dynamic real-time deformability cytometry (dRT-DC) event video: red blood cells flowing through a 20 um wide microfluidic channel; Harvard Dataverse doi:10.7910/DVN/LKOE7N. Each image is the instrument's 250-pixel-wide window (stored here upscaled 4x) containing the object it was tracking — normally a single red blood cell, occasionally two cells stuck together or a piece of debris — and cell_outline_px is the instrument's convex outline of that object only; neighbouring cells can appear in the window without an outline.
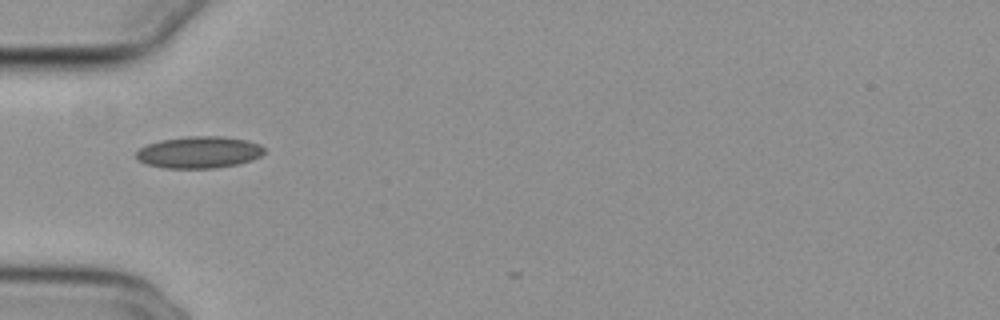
{"species": "common noctule bat (a hibernating species)", "species_latin": "Nyctalus noctula", "temperature_condition": "cold", "stored_images_in_passage": 28, "camera_frame_rate_fps": 3000, "um_per_image_px": 0.085, "animal": {"sex": "female", "body_mass_g": 29.2, "forearm_length_mm": 56.3}, "frame": {"image": 1, "passage_image": 1, "time_ms": 0.0, "image_size_px": [1000, 320], "cell_outline_px": [[264, 152], [260, 156], [252, 160], [236, 164], [216, 168], [164, 168], [144, 164], [136, 156], [136, 152], [140, 148], [148, 144], [160, 140], [188, 136], [224, 136], [248, 140], [260, 144], [264, 148]], "centroid_in_image_um": [16.93, 12.94], "position_along_channel_um": 68.1, "area_um2": 23.81}}
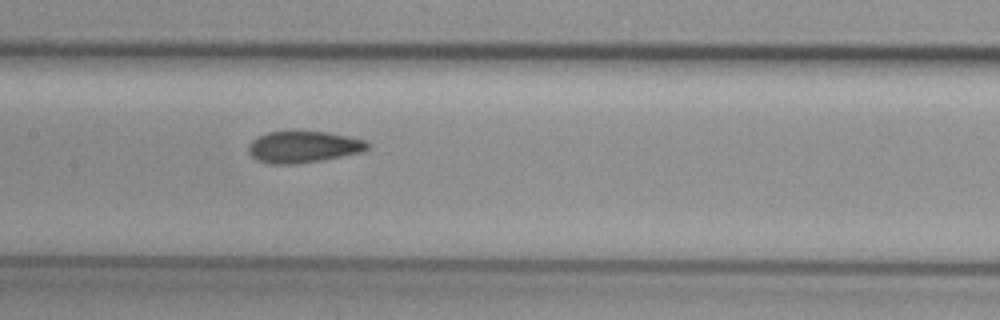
{"frame": {"image": 2, "passage_image": 10, "time_ms": 3.0, "image_size_px": [1000, 320], "cell_outline_px": [[368, 148], [360, 152], [320, 160], [296, 164], [272, 164], [256, 160], [248, 152], [248, 144], [252, 140], [268, 132], [328, 132], [348, 136], [364, 140], [368, 144]], "centroid_in_image_um": [25.74, 12.49], "position_along_channel_um": 181.7, "area_um2": 21.56}}
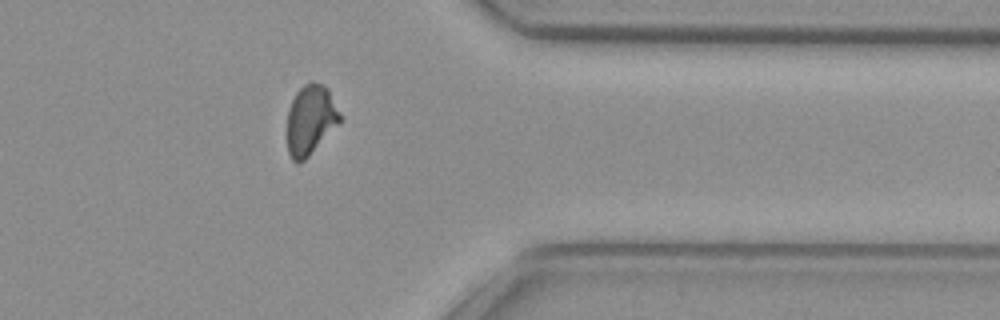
{"frame": {"image": 3, "passage_image": 27, "time_ms": 8.667, "image_size_px": [1000, 320], "cell_outline_px": [[344, 120], [304, 160], [296, 164], [292, 160], [288, 152], [288, 112], [292, 100], [296, 92], [308, 80], [312, 80], [324, 84], [328, 88]], "centroid_in_image_um": [26.43, 10.15], "position_along_channel_um": 385.0, "area_um2": 21.79}}